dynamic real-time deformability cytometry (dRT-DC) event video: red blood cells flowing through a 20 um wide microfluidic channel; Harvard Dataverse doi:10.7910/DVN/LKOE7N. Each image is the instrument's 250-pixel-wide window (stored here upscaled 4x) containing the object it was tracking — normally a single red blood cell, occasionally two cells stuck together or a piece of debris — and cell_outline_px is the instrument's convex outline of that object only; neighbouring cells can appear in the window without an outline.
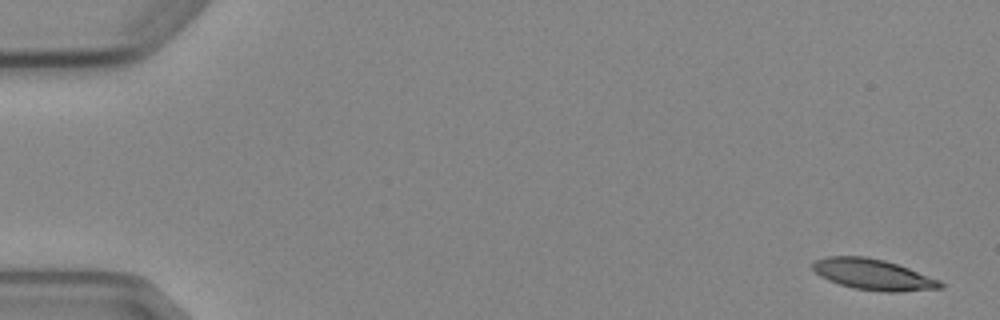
{"species": "Egyptian fruit bat (a non-hibernating species)", "species_latin": "Rousettus aegyptiacus", "temperature_condition": "cold", "stored_images_in_passage": 4, "camera_frame_rate_fps": 3000, "um_per_image_px": 0.085, "animal": {"sex": "female"}, "frame": {"image": 1, "passage_image": 1, "time_ms": 0.0, "image_size_px": [1000, 320], "cell_outline_px": [[944, 288], [900, 292], [884, 292], [856, 288], [840, 284], [828, 280], [820, 276], [812, 268], [812, 264], [816, 260], [828, 256], [864, 256], [884, 260], [908, 268], [940, 280], [944, 284]], "centroid_in_image_um": [74.24, 23.34], "position_along_channel_um": 10.8, "area_um2": 22.83}}
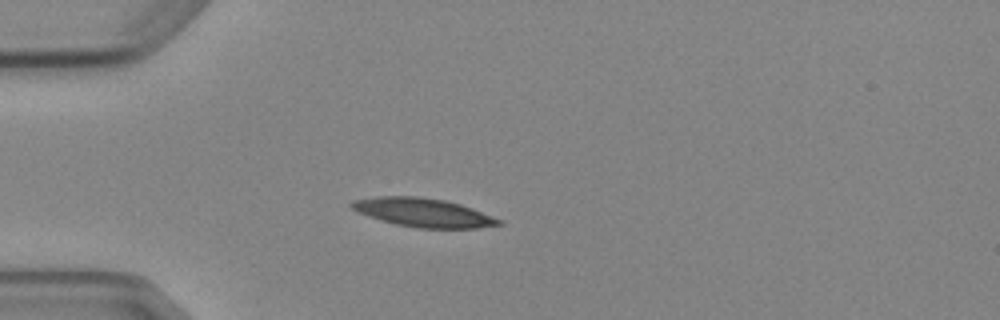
{"frame": {"image": 2, "passage_image": 4, "time_ms": 4.333, "image_size_px": [1000, 320], "cell_outline_px": [[504, 224], [476, 228], [416, 228], [396, 224], [380, 220], [356, 212], [348, 204], [352, 200], [376, 196], [420, 196], [444, 200], [460, 204], [472, 208], [500, 220]], "centroid_in_image_um": [35.91, 18.06], "position_along_channel_um": 49.1, "area_um2": 24.62}}